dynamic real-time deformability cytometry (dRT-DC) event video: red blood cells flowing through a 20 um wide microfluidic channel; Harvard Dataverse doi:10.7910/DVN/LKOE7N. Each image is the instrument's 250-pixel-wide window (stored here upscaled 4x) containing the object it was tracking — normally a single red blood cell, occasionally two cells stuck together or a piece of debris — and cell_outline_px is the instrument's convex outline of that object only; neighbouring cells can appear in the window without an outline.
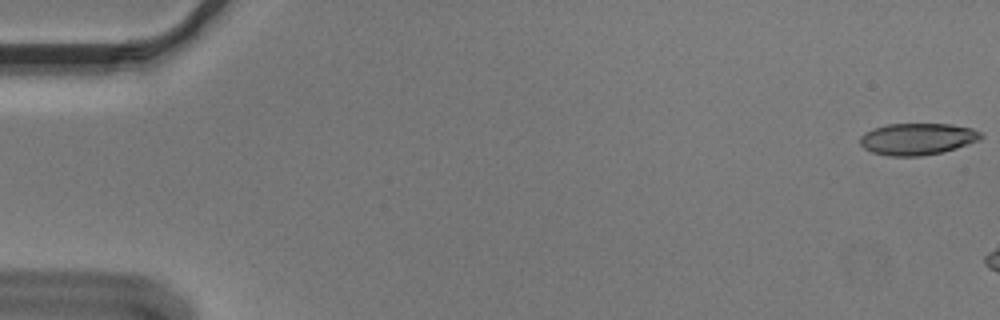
{"species": "Egyptian fruit bat (a non-hibernating species)", "species_latin": "Rousettus aegyptiacus", "temperature_condition": "cold", "stored_images_in_passage": 6, "camera_frame_rate_fps": 3000, "um_per_image_px": 0.085, "animal": {"sex": "male"}, "frame": {"image": 1, "passage_image": 1, "time_ms": 0.0, "image_size_px": [1000, 320], "cell_outline_px": [[984, 136], [980, 140], [944, 152], [920, 156], [888, 156], [872, 152], [864, 148], [860, 144], [860, 136], [864, 132], [872, 128], [888, 124], [952, 124], [972, 128], [980, 132]], "centroid_in_image_um": [77.97, 11.81], "position_along_channel_um": 7.0, "area_um2": 22.54}}